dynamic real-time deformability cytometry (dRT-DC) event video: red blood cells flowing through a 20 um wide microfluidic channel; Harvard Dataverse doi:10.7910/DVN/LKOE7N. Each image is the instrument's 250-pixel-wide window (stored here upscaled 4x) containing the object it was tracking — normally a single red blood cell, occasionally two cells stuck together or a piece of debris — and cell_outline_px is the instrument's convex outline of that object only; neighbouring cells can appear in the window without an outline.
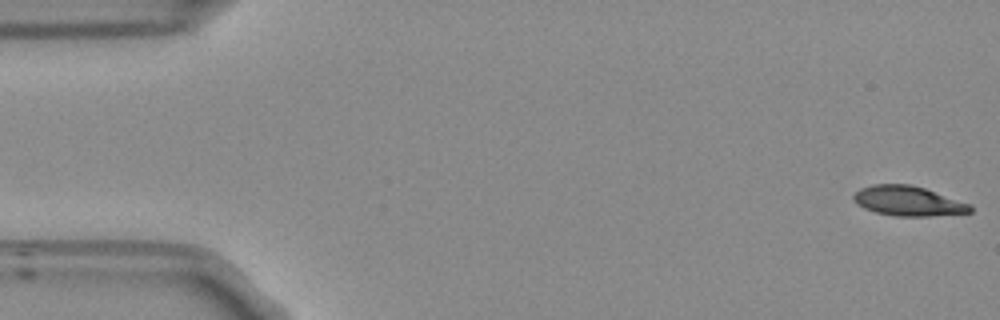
{"species": "Egyptian fruit bat (a non-hibernating species)", "species_latin": "Rousettus aegyptiacus", "temperature_condition": "room temperature", "stored_images_in_passage": 12, "camera_frame_rate_fps": 3000, "um_per_image_px": 0.085, "frame": {"image": 1, "passage_image": 1, "time_ms": 0.0, "image_size_px": [1000, 320], "cell_outline_px": [[972, 212], [928, 216], [896, 216], [876, 212], [864, 208], [852, 200], [852, 196], [860, 188], [872, 184], [908, 184], [924, 188], [972, 204]], "centroid_in_image_um": [77.18, 17.08], "position_along_channel_um": 7.8, "area_um2": 20.23}}